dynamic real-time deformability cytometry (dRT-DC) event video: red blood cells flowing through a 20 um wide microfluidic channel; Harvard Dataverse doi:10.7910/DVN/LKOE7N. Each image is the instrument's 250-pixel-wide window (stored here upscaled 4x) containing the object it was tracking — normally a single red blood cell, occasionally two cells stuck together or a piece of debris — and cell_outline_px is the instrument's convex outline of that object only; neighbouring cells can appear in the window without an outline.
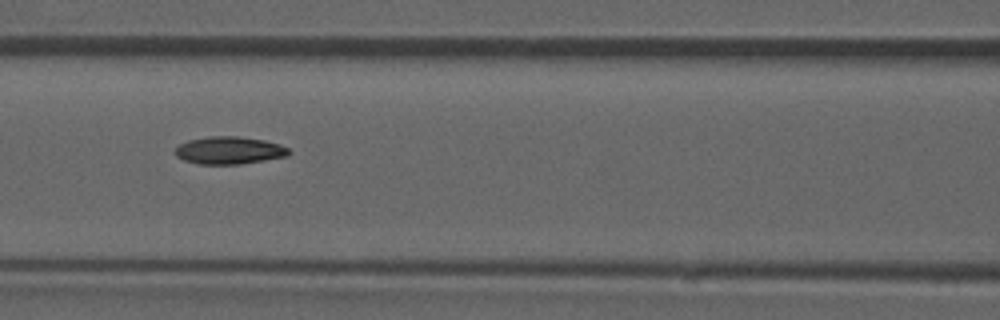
{"species": "common noctule bat (a hibernating species)", "species_latin": "Nyctalus noctula", "temperature_condition": "room temperature", "stored_images_in_passage": 53, "camera_frame_rate_fps": 3000, "um_per_image_px": 0.085, "animal": {"sex": "male", "forearm_length_mm": 52.5}, "frame": {"image": 1, "passage_image": 23, "time_ms": 7.333, "image_size_px": [1000, 320], "cell_outline_px": [[292, 152], [288, 156], [240, 164], [200, 164], [184, 160], [176, 156], [172, 152], [180, 144], [188, 140], [208, 136], [236, 136], [264, 140], [280, 144], [288, 148]], "centroid_in_image_um": [19.48, 12.78], "position_along_channel_um": 147.1, "area_um2": 18.32}, "authors_computed_cell_mechanics": {"area_um2": 18.0914, "velocity_mm_per_s": 3.8668, "shape_relaxation_time_tau1_ms": null, "shape_relaxation_time_tau2_ms": 3.7874, "deformation_change_tau1": null, "deformation_change_tau2": 0.0908}}